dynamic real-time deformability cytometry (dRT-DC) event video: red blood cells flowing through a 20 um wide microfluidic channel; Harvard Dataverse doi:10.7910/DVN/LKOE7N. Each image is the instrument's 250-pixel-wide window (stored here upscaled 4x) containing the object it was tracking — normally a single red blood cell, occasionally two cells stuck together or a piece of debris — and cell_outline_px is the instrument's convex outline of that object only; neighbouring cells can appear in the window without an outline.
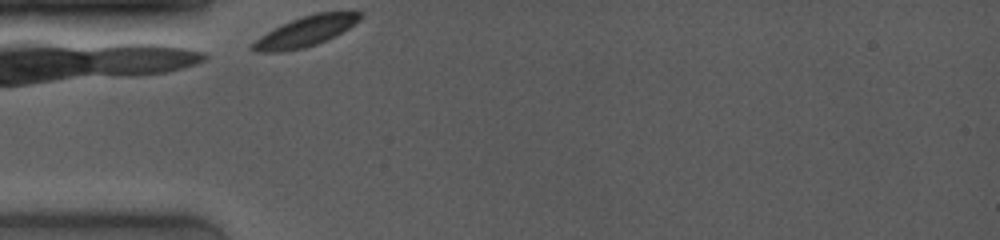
{"species": "common noctule bat (a hibernating species)", "species_latin": "Nyctalus noctula", "temperature_condition": "room temperature", "stored_images_in_passage": 1, "camera_frame_rate_fps": 4000, "um_per_image_px": 0.085, "animal": {"sex": "female", "body_mass_g": 19.0, "forearm_length_mm": 53.3}, "frame": {"image": 1, "passage_image": 1, "time_ms": 0.0, "image_size_px": [1000, 240], "cell_outline_px": [[364, 16], [360, 20], [336, 36], [316, 44], [304, 48], [280, 52], [256, 52], [248, 48], [260, 36], [280, 24], [316, 12], [364, 12]], "centroid_in_image_um": [25.97, 2.67], "position_along_channel_um": 59.0, "area_um2": 18.9}}